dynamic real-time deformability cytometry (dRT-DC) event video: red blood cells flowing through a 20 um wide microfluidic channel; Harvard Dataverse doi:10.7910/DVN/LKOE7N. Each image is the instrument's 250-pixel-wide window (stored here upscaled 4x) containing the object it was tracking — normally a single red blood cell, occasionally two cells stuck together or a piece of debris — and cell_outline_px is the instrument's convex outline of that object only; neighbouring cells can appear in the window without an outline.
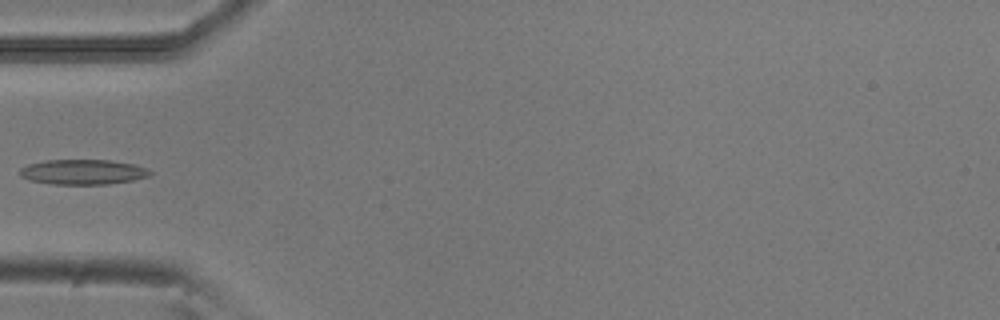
{"species": "common noctule bat (a hibernating species)", "species_latin": "Nyctalus noctula", "temperature_condition": "room temperature", "stored_images_in_passage": 5, "camera_frame_rate_fps": 3000, "um_per_image_px": 0.085, "animal": {"sex": "male", "body_mass_g": 20.5, "forearm_length_mm": 52.5}, "frame": {"image": 1, "passage_image": 5, "time_ms": 1.333, "image_size_px": [1000, 320], "cell_outline_px": [[152, 176], [132, 180], [108, 184], [52, 184], [28, 180], [20, 176], [20, 168], [28, 164], [48, 160], [108, 160], [132, 164], [148, 168], [152, 172]], "centroid_in_image_um": [7.06, 14.62], "position_along_channel_um": 77.9, "area_um2": 19.02}}